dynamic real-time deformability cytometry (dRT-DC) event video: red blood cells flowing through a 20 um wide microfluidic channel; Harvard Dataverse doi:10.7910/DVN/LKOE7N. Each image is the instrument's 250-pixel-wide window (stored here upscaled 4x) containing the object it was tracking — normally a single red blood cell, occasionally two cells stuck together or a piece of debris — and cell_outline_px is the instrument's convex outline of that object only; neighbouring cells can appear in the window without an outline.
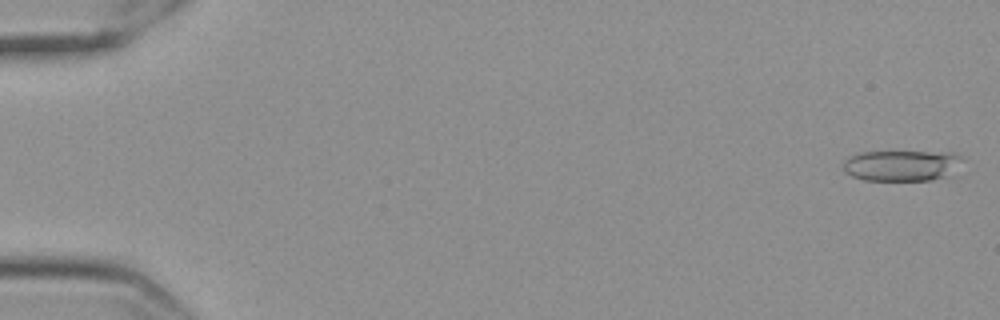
{"species": "Egyptian fruit bat (a non-hibernating species)", "species_latin": "Rousettus aegyptiacus", "temperature_condition": "cold", "stored_images_in_passage": 58, "camera_frame_rate_fps": 3000, "um_per_image_px": 0.085, "frame": {"image": 1, "passage_image": 2, "time_ms": 0.333, "image_size_px": [1000, 320], "cell_outline_px": [[964, 160], [948, 176], [932, 180], [864, 180], [852, 176], [844, 172], [844, 160], [860, 152], [956, 152]], "centroid_in_image_um": [76.67, 14.07], "position_along_channel_um": 8.3, "area_um2": 21.44}}
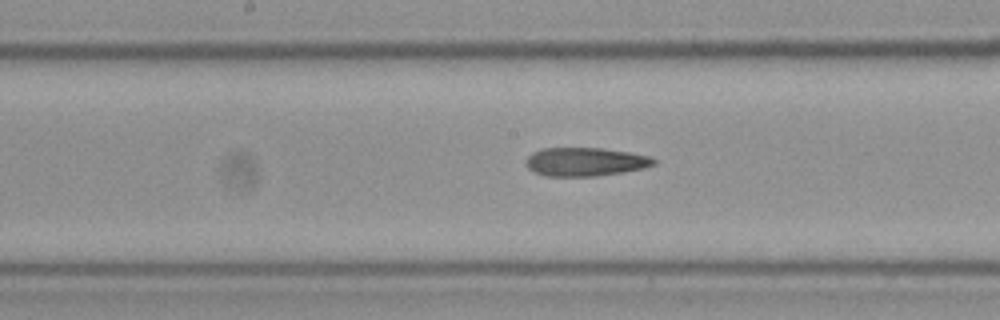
{"frame": {"image": 2, "passage_image": 31, "time_ms": 10.0, "image_size_px": [1000, 320], "cell_outline_px": [[656, 164], [644, 168], [624, 172], [596, 176], [544, 176], [528, 168], [524, 164], [524, 160], [532, 152], [544, 148], [600, 148], [628, 152], [648, 156], [656, 160]], "centroid_in_image_um": [49.72, 13.76], "position_along_channel_um": 198.5, "area_um2": 21.33}}
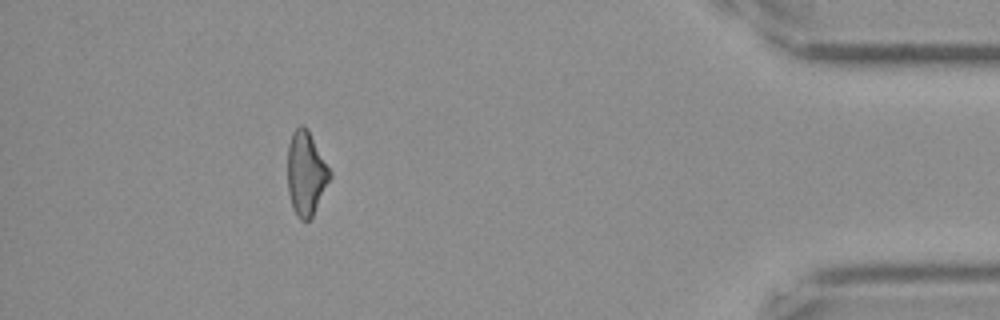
{"frame": {"image": 3, "passage_image": 53, "time_ms": 17.333, "image_size_px": [1000, 320], "cell_outline_px": [[332, 176], [312, 216], [308, 220], [300, 220], [296, 216], [292, 208], [288, 192], [288, 144], [292, 132], [300, 124], [304, 124], [308, 128], [332, 172]], "centroid_in_image_um": [26.01, 14.71], "position_along_channel_um": 409.2, "area_um2": 20.92}, "authors_computed_cell_mechanics": {"area_um2": 21.4438, "velocity_mm_per_s": 3.5535, "shape_relaxation_time_tau1_ms": null, "shape_relaxation_time_tau2_ms": 3.1356, "deformation_change_tau1": null, "deformation_change_tau2": 0.1487}}